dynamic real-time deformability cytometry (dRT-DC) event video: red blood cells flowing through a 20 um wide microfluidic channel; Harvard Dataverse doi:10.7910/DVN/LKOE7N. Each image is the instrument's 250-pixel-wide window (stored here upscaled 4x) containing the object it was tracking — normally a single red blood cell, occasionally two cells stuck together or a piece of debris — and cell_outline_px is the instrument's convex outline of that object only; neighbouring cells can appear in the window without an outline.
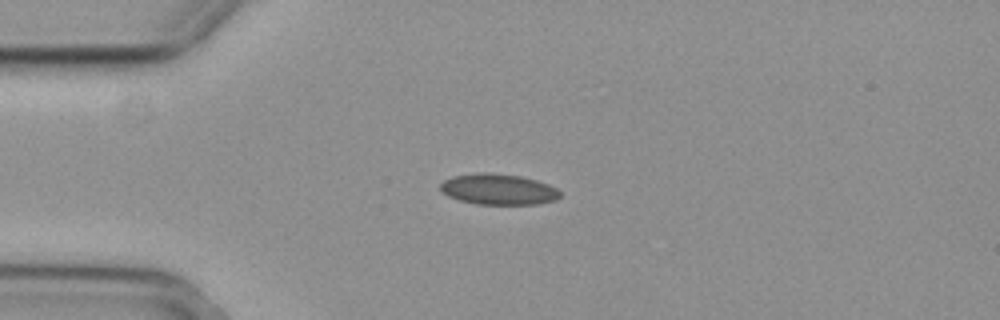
{"species": "common noctule bat (a hibernating species)", "species_latin": "Nyctalus noctula", "temperature_condition": "cold", "stored_images_in_passage": 43, "camera_frame_rate_fps": 3000, "um_per_image_px": 0.085, "animal": {"sex": "female", "body_mass_g": 29.2, "forearm_length_mm": 56.3}, "frame": {"image": 1, "passage_image": 1, "time_ms": 0.0, "image_size_px": [1000, 320], "cell_outline_px": [[560, 196], [556, 200], [536, 204], [476, 204], [460, 200], [448, 196], [440, 192], [440, 184], [444, 180], [452, 176], [480, 172], [484, 172], [520, 176], [536, 180], [548, 184], [556, 188], [560, 192]], "centroid_in_image_um": [42.33, 16.09], "position_along_channel_um": 42.7, "area_um2": 21.5}}
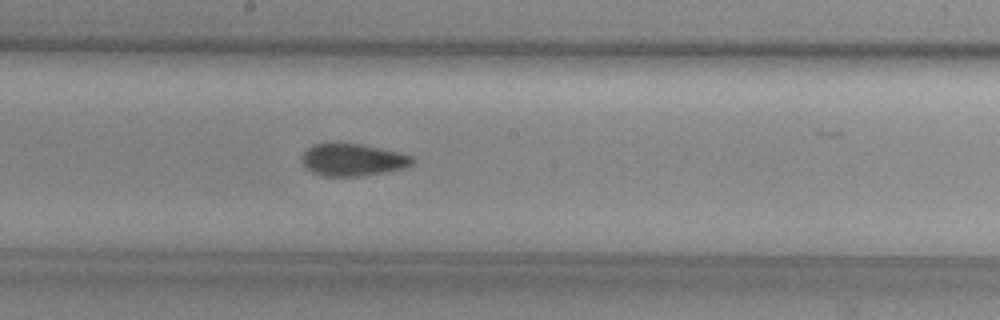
{"frame": {"image": 2, "passage_image": 17, "time_ms": 5.333, "image_size_px": [1000, 320], "cell_outline_px": [[412, 164], [404, 168], [384, 172], [360, 176], [324, 176], [312, 172], [304, 164], [304, 152], [312, 144], [332, 140], [340, 140], [380, 148], [412, 156]], "centroid_in_image_um": [29.93, 13.54], "position_along_channel_um": 218.3, "area_um2": 20.98}}
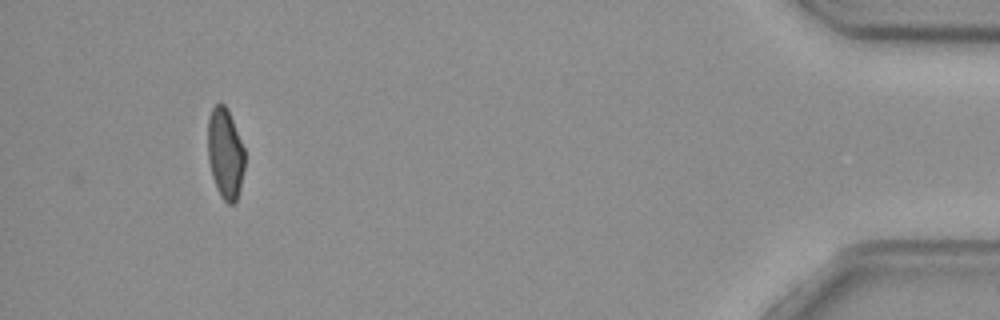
{"frame": {"image": 3, "passage_image": 39, "time_ms": 12.667, "image_size_px": [1000, 320], "cell_outline_px": [[244, 168], [240, 188], [236, 200], [232, 204], [228, 204], [220, 196], [216, 188], [212, 176], [208, 160], [208, 116], [212, 108], [220, 100], [228, 108], [244, 148]], "centroid_in_image_um": [19.13, 13.01], "position_along_channel_um": 416.1, "area_um2": 19.65}, "authors_computed_cell_mechanics": {"area_um2": 20.9236, "velocity_mm_per_s": 3.7077, "shape_relaxation_time_tau1_ms": null, "shape_relaxation_time_tau2_ms": 2.9652, "deformation_change_tau1": null, "deformation_change_tau2": 0.0595}}